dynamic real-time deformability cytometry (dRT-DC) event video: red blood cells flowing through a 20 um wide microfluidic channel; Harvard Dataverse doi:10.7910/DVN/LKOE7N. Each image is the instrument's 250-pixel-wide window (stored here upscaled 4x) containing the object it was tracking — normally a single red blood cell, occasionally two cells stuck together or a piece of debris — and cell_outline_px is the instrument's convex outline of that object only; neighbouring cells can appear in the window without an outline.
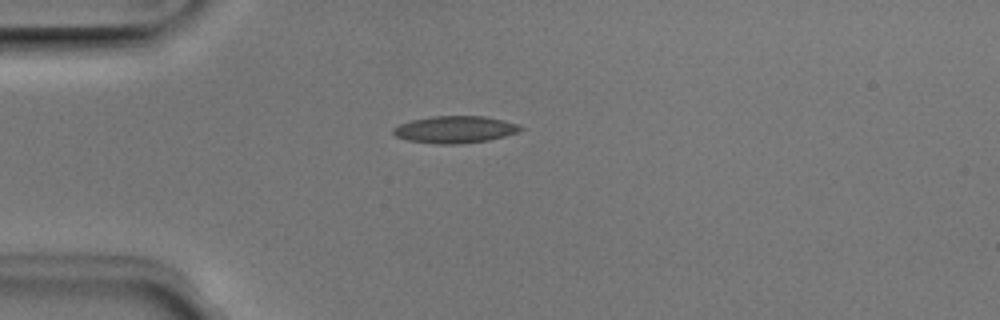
{"species": "Egyptian fruit bat (a non-hibernating species)", "species_latin": "Rousettus aegyptiacus", "temperature_condition": "room temperature", "stored_images_in_passage": 38, "camera_frame_rate_fps": 3000, "um_per_image_px": 0.085, "animal": {"sex": "male"}, "frame": {"image": 1, "passage_image": 1, "time_ms": 0.0, "image_size_px": [1000, 320], "cell_outline_px": [[524, 128], [516, 132], [504, 136], [488, 140], [460, 144], [440, 144], [408, 140], [396, 136], [392, 132], [392, 128], [400, 124], [412, 120], [432, 116], [484, 116], [504, 120], [516, 124]], "centroid_in_image_um": [38.65, 11.0], "position_along_channel_um": 46.3, "area_um2": 19.88}}
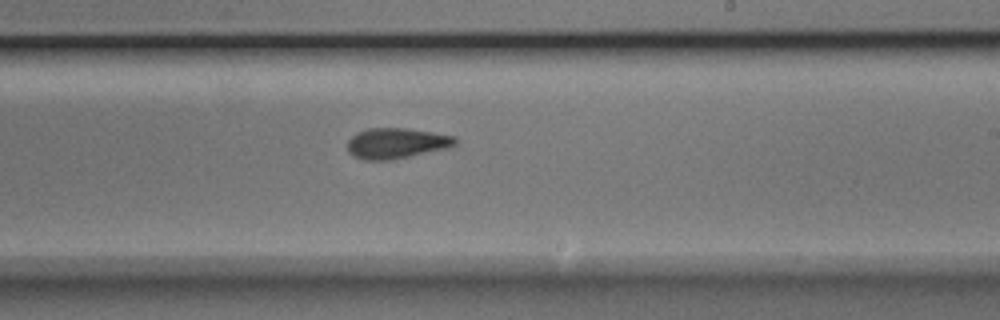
{"frame": {"image": 2, "passage_image": 18, "time_ms": 5.667, "image_size_px": [1000, 320], "cell_outline_px": [[460, 140], [456, 144], [448, 148], [392, 160], [364, 160], [352, 156], [348, 152], [348, 140], [356, 132], [368, 128], [408, 128], [456, 136]], "centroid_in_image_um": [33.71, 12.17], "position_along_channel_um": 255.3, "area_um2": 19.48}}
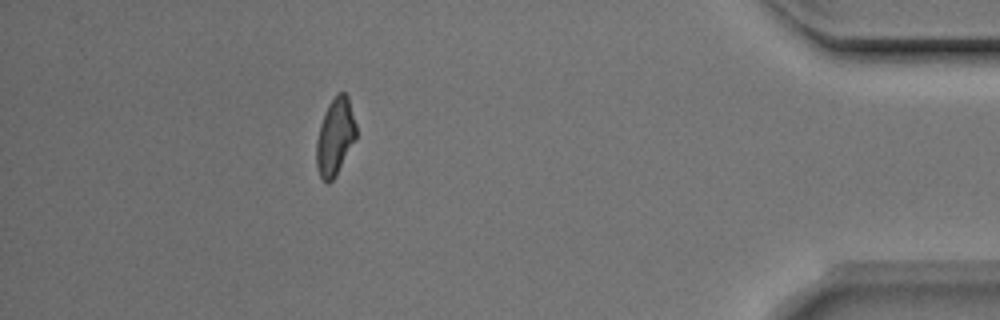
{"frame": {"image": 3, "passage_image": 33, "time_ms": 10.667, "image_size_px": [1000, 320], "cell_outline_px": [[356, 140], [336, 176], [328, 184], [320, 176], [316, 168], [316, 140], [320, 124], [328, 104], [336, 92], [344, 92], [348, 96], [356, 124]], "centroid_in_image_um": [28.49, 11.62], "position_along_channel_um": 406.7, "area_um2": 18.15}, "authors_computed_cell_mechanics": {"area_um2": 19.1607, "velocity_mm_per_s": 4.0028, "shape_relaxation_time_tau1_ms": 4.5474, "shape_relaxation_time_tau2_ms": 2.7473, "deformation_change_tau1": 0.1489, "deformation_change_tau2": 0.1058}}